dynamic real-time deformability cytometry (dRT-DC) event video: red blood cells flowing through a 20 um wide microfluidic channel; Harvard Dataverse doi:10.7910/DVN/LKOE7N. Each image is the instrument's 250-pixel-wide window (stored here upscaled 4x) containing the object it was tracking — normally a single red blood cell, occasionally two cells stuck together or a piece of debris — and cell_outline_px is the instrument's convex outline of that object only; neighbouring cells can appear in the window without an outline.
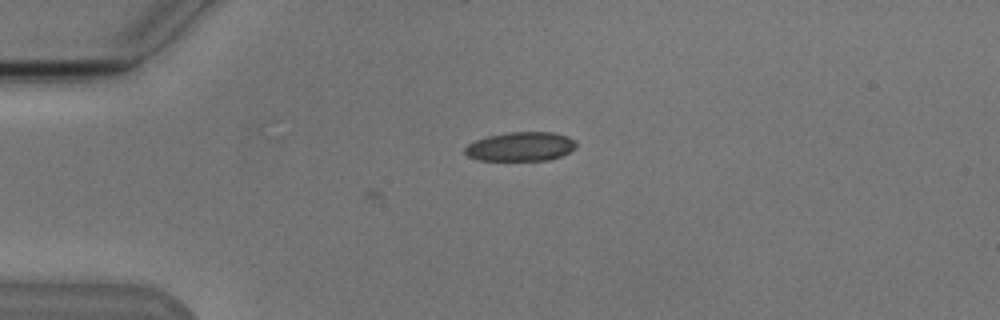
{"species": "Egyptian fruit bat (a non-hibernating species)", "species_latin": "Rousettus aegyptiacus", "temperature_condition": "cold", "stored_images_in_passage": 5, "camera_frame_rate_fps": 3000, "um_per_image_px": 0.085, "animal": {"sex": "male"}, "frame": {"image": 1, "passage_image": 4, "time_ms": 3.333, "image_size_px": [1000, 320], "cell_outline_px": [[576, 148], [560, 156], [548, 160], [476, 160], [468, 156], [464, 152], [464, 148], [468, 144], [476, 140], [488, 136], [508, 132], [552, 132], [568, 136], [576, 140]], "centroid_in_image_um": [44.26, 12.45], "position_along_channel_um": 40.7, "area_um2": 18.9}}